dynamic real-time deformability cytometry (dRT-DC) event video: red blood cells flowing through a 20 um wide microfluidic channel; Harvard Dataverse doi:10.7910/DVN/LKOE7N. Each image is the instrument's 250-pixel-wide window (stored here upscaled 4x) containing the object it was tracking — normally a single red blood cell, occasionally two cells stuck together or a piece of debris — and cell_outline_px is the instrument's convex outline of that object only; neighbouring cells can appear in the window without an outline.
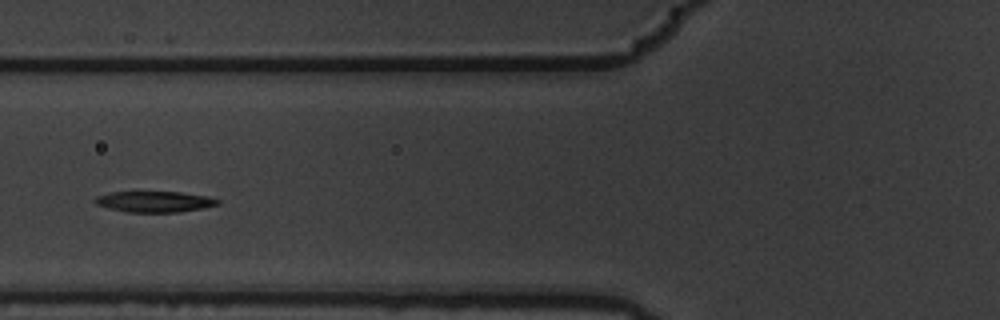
{"species": "common noctule bat (a hibernating species)", "species_latin": "Nyctalus noctula", "temperature_condition": "warm", "stored_images_in_passage": 8, "camera_frame_rate_fps": 3000, "um_per_image_px": 0.085, "animal": {"sex": "male", "body_mass_g": 19.5, "forearm_length_mm": 54.6}, "frame": {"image": 1, "passage_image": 4, "time_ms": 1.0, "image_size_px": [1000, 320], "cell_outline_px": [[220, 204], [204, 208], [180, 212], [128, 212], [108, 208], [96, 204], [92, 200], [96, 196], [108, 192], [180, 192], [208, 196], [220, 200]], "centroid_in_image_um": [13.13, 17.14], "position_along_channel_um": 112.7, "area_um2": 15.09}}
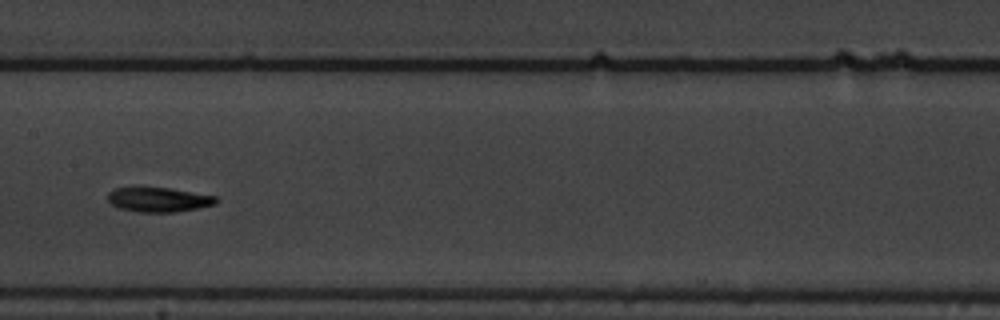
{"frame": {"image": 2, "passage_image": 6, "time_ms": 1.667, "image_size_px": [1000, 320], "cell_outline_px": [[220, 200], [216, 204], [176, 212], [140, 212], [120, 208], [112, 204], [108, 200], [108, 192], [116, 188], [168, 188], [216, 196]], "centroid_in_image_um": [13.51, 16.97], "position_along_channel_um": 193.9, "area_um2": 15.26}}
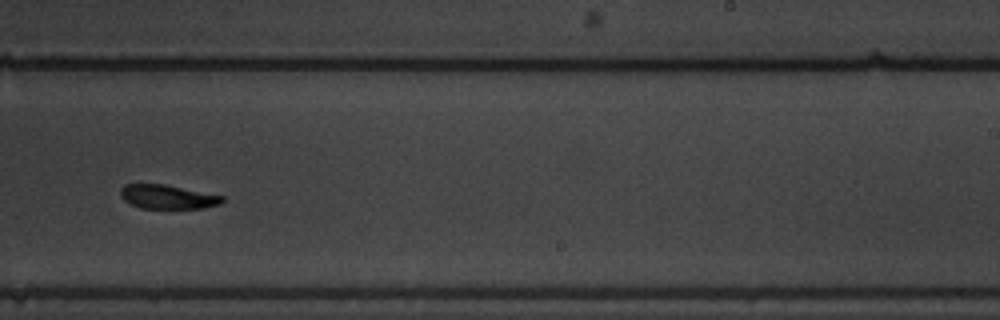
{"frame": {"image": 3, "passage_image": 8, "time_ms": 2.333, "image_size_px": [1000, 320], "cell_outline_px": [[224, 200], [220, 204], [204, 208], [140, 208], [124, 200], [120, 196], [120, 188], [124, 184], [164, 184], [224, 196]], "centroid_in_image_um": [14.23, 16.73], "position_along_channel_um": 274.8, "area_um2": 14.22}}